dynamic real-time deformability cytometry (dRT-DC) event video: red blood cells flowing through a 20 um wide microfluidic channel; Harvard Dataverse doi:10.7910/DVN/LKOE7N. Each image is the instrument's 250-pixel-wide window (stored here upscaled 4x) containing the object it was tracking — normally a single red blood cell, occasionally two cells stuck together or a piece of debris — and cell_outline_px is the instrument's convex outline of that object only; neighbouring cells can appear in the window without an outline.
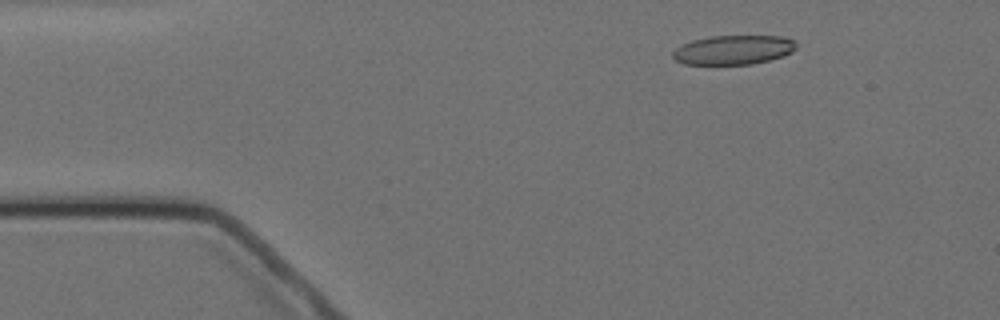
{"species": "Egyptian fruit bat (a non-hibernating species)", "species_latin": "Rousettus aegyptiacus", "temperature_condition": "cold", "stored_images_in_passage": 5, "camera_frame_rate_fps": 3000, "um_per_image_px": 0.085, "animal": {"sex": "female"}, "frame": {"image": 1, "passage_image": 2, "time_ms": 1.333, "image_size_px": [1000, 320], "cell_outline_px": [[796, 48], [792, 52], [784, 56], [752, 64], [684, 64], [676, 60], [672, 56], [672, 52], [676, 48], [692, 40], [708, 36], [784, 36], [796, 40]], "centroid_in_image_um": [62.37, 4.23], "position_along_channel_um": 22.6, "area_um2": 21.15}}
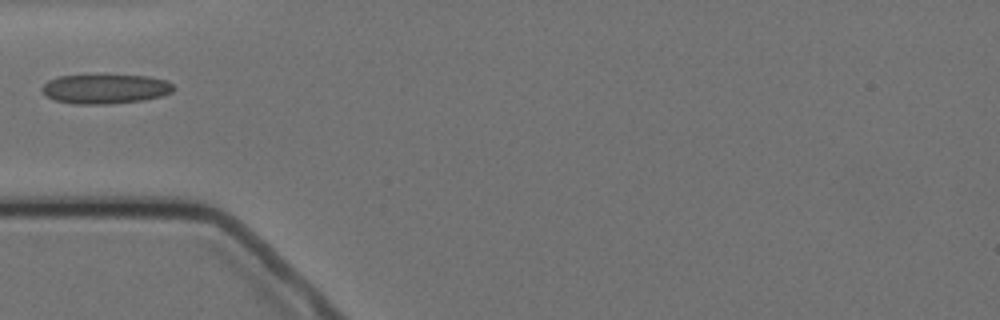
{"frame": {"image": 2, "passage_image": 5, "time_ms": 4.667, "image_size_px": [1000, 320], "cell_outline_px": [[176, 88], [172, 92], [160, 96], [144, 100], [108, 104], [76, 104], [56, 100], [40, 92], [40, 88], [48, 80], [60, 76], [96, 72], [100, 72], [148, 76], [168, 80]], "centroid_in_image_um": [8.95, 7.5], "position_along_channel_um": 76.1, "area_um2": 23.76}}